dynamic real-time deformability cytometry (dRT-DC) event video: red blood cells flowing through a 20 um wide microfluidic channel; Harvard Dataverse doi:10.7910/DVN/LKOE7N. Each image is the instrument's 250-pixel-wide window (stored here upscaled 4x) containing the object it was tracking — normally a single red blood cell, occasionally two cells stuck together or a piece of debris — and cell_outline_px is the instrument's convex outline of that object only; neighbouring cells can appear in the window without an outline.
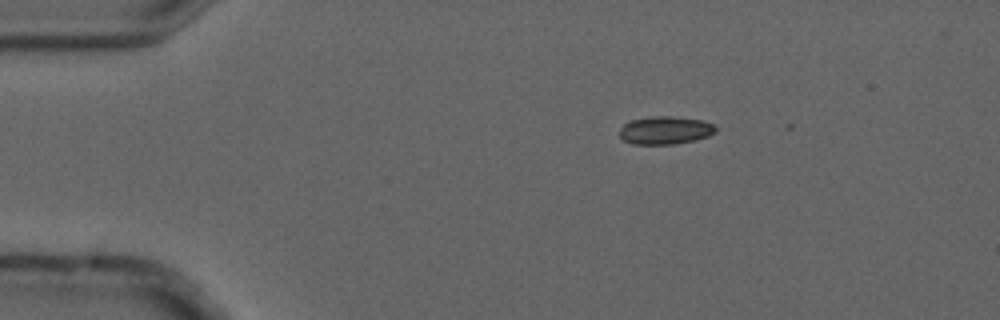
{"species": "common noctule bat (a hibernating species)", "species_latin": "Nyctalus noctula", "temperature_condition": "cold", "stored_images_in_passage": 3, "camera_frame_rate_fps": 3000, "um_per_image_px": 0.085, "animal": {"sex": "male", "forearm_length_mm": 52.5}, "frame": {"image": 1, "passage_image": 1, "time_ms": 0.0, "image_size_px": [1000, 320], "cell_outline_px": [[716, 132], [708, 136], [696, 140], [672, 144], [632, 144], [624, 140], [620, 136], [620, 128], [628, 120], [652, 116], [672, 116], [704, 120], [712, 124], [716, 128]], "centroid_in_image_um": [56.54, 11.06], "position_along_channel_um": 28.5, "area_um2": 15.78}}